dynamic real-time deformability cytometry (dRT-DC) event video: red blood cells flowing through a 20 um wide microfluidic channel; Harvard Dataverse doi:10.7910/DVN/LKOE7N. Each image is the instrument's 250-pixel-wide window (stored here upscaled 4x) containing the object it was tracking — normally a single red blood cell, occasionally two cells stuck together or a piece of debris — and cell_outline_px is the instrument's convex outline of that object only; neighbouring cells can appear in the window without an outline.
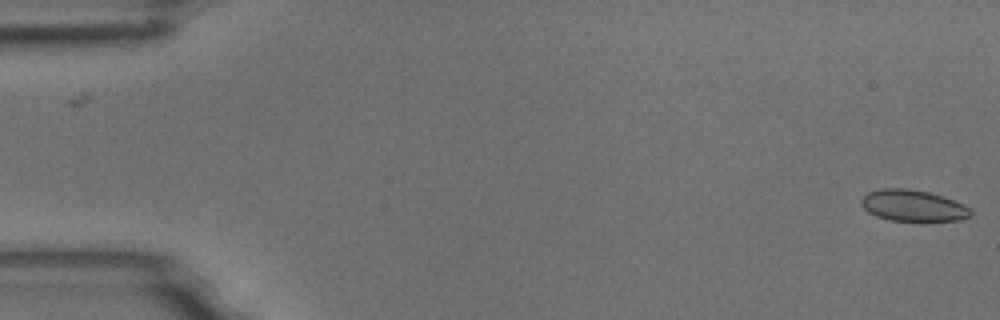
{"species": "common noctule bat (a hibernating species)", "species_latin": "Nyctalus noctula", "temperature_condition": "room temperature", "stored_images_in_passage": 2, "camera_frame_rate_fps": 3000, "um_per_image_px": 0.085, "animal": {"sex": "male", "body_mass_g": 18.8}, "frame": {"image": 1, "passage_image": 2, "time_ms": 0.333, "image_size_px": [1000, 320], "cell_outline_px": [[972, 216], [960, 220], [888, 220], [876, 216], [868, 212], [860, 204], [860, 200], [868, 192], [884, 188], [904, 188], [928, 192], [952, 200], [968, 208], [972, 212]], "centroid_in_image_um": [77.55, 17.48], "position_along_channel_um": 7.4, "area_um2": 19.59}}